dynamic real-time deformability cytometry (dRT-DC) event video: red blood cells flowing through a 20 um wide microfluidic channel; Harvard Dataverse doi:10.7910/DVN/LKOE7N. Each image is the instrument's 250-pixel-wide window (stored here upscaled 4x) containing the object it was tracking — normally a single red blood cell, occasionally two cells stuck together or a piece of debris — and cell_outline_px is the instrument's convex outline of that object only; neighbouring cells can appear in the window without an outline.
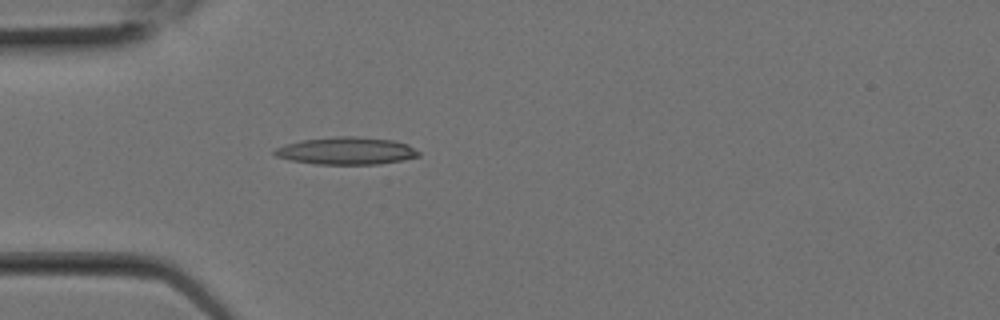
{"species": "Egyptian fruit bat (a non-hibernating species)", "species_latin": "Rousettus aegyptiacus", "temperature_condition": "room temperature", "stored_images_in_passage": 2, "camera_frame_rate_fps": 3000, "um_per_image_px": 0.085, "animal": {"sex": "female"}, "frame": {"image": 1, "passage_image": 2, "time_ms": 0.333, "image_size_px": [1000, 320], "cell_outline_px": [[420, 156], [404, 160], [380, 164], [316, 164], [288, 160], [276, 156], [272, 152], [276, 148], [300, 140], [336, 136], [356, 136], [392, 140], [408, 144], [420, 152]], "centroid_in_image_um": [29.46, 12.82], "position_along_channel_um": 55.5, "area_um2": 23.12}}